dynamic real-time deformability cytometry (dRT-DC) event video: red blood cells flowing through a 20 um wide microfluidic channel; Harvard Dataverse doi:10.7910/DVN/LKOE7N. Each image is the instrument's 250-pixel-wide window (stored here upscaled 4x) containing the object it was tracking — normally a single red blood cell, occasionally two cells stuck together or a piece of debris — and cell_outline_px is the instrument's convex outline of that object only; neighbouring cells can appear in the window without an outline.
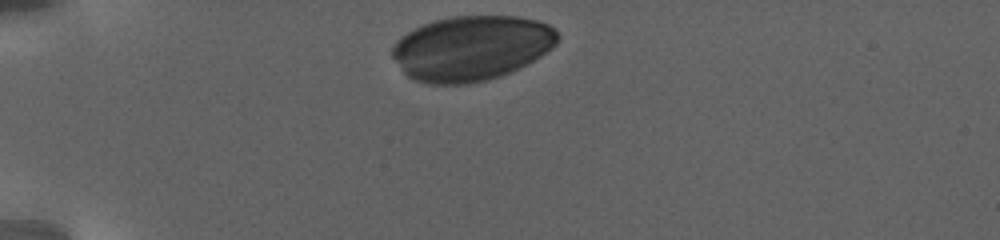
{"species": "human", "species_latin": "Homo sapiens", "temperature_condition": "warm", "stored_images_in_passage": 10, "camera_frame_rate_fps": 3000, "um_per_image_px": 0.085, "donor": {"sex": "female"}, "frame": {"image": 1, "passage_image": 1, "time_ms": 0.0, "image_size_px": [1000, 240], "cell_outline_px": [[560, 36], [556, 44], [540, 56], [500, 76], [488, 80], [468, 84], [428, 84], [416, 80], [408, 76], [404, 72], [392, 56], [392, 44], [400, 36], [424, 24], [436, 20], [452, 16], [516, 16], [536, 20], [548, 24]], "centroid_in_image_um": [40.05, 4.08], "position_along_channel_um": 45.0, "area_um2": 62.19}}
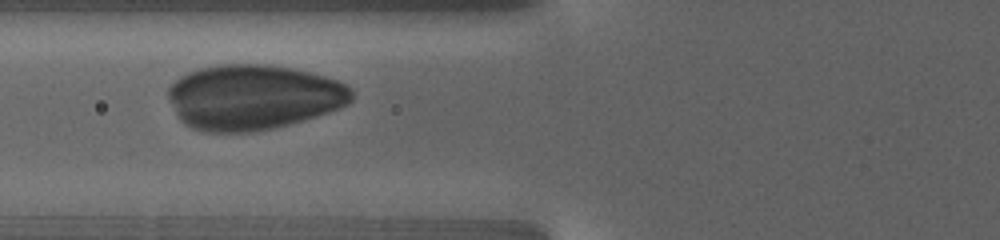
{"frame": {"image": 2, "passage_image": 6, "time_ms": 3.667, "image_size_px": [1000, 240], "cell_outline_px": [[352, 100], [348, 104], [340, 108], [304, 120], [276, 128], [256, 132], [200, 132], [184, 124], [180, 120], [168, 96], [168, 88], [180, 76], [188, 72], [200, 68], [220, 64], [268, 64], [292, 68], [324, 76], [336, 80], [344, 84], [352, 92]], "centroid_in_image_um": [21.51, 8.27], "position_along_channel_um": 104.3, "area_um2": 69.82}}
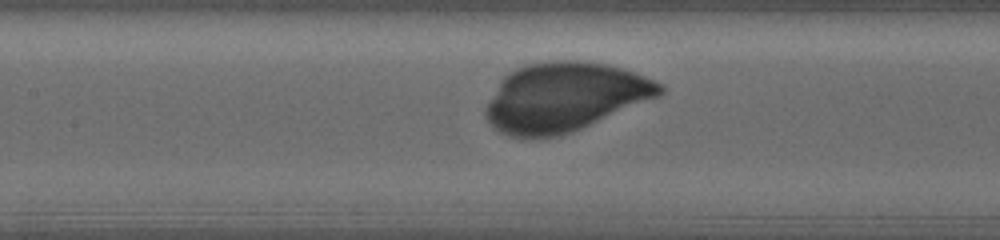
{"frame": {"image": 3, "passage_image": 9, "time_ms": 5.667, "image_size_px": [1000, 240], "cell_outline_px": [[664, 92], [660, 96], [572, 132], [540, 140], [536, 140], [508, 136], [500, 132], [484, 116], [484, 108], [504, 76], [508, 72], [516, 68], [528, 64], [552, 60], [584, 60], [608, 64], [644, 76], [664, 84]], "centroid_in_image_um": [47.98, 8.26], "position_along_channel_um": 159.4, "area_um2": 70.34}}